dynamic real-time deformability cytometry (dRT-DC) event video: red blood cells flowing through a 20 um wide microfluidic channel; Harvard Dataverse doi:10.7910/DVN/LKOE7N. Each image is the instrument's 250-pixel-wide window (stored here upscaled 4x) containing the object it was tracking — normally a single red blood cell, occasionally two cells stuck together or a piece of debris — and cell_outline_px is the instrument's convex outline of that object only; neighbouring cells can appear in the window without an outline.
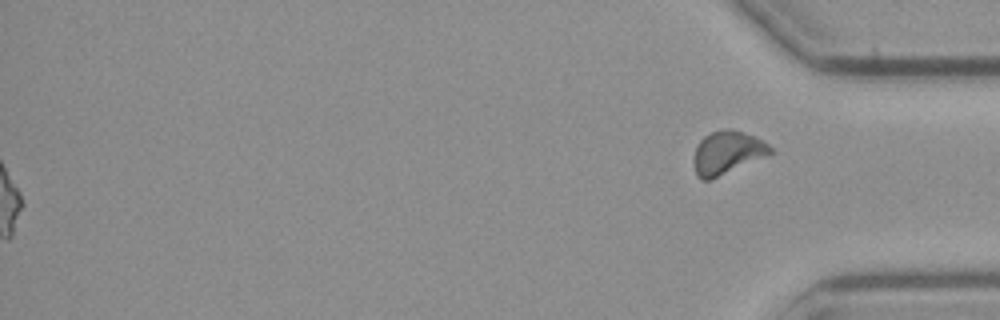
{"species": "common noctule bat (a hibernating species)", "species_latin": "Nyctalus noctula", "temperature_condition": "cold", "stored_images_in_passage": 58, "segment_of_instrument_passage": [2, 2], "camera_frame_rate_fps": 3000, "um_per_image_px": 0.085, "animal": {"sex": "male", "body_mass_g": 23.1, "forearm_length_mm": 52.7}, "frame": {"image": 1, "passage_image": 58, "time_ms": 19.0, "image_size_px": [1000, 320], "cell_outline_px": [[772, 152], [712, 180], [704, 180], [696, 176], [692, 160], [696, 148], [700, 140], [704, 136], [712, 132], [728, 128], [732, 128], [752, 136], [768, 144], [772, 148]], "centroid_in_image_um": [61.74, 12.99], "position_along_channel_um": 373.5, "area_um2": 18.96}}